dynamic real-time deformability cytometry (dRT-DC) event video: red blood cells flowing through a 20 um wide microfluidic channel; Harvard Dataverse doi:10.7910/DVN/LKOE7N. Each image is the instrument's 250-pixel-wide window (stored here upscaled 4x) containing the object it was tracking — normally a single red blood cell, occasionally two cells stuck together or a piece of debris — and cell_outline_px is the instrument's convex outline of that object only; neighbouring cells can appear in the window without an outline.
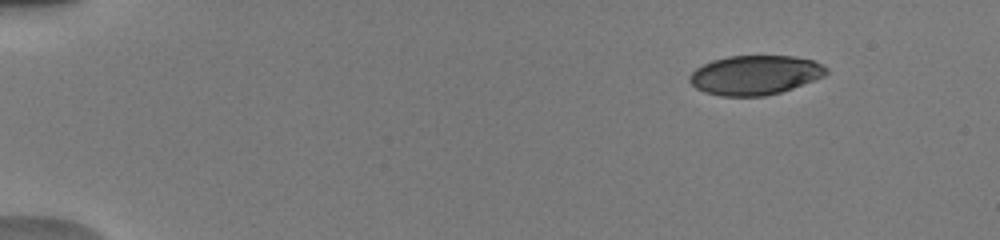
{"species": "human", "species_latin": "Homo sapiens", "temperature_condition": "warm", "stored_images_in_passage": 46, "camera_frame_rate_fps": 3000, "um_per_image_px": 0.085, "donor": {"sex": "male"}, "frame": {"image": 1, "passage_image": 3, "time_ms": 1.333, "image_size_px": [1000, 240], "cell_outline_px": [[828, 72], [824, 76], [792, 88], [780, 92], [764, 96], [720, 96], [704, 92], [696, 88], [688, 80], [688, 76], [696, 68], [712, 60], [728, 56], [796, 56], [812, 60], [828, 68]], "centroid_in_image_um": [64.15, 6.38], "position_along_channel_um": 20.8, "area_um2": 31.33}}
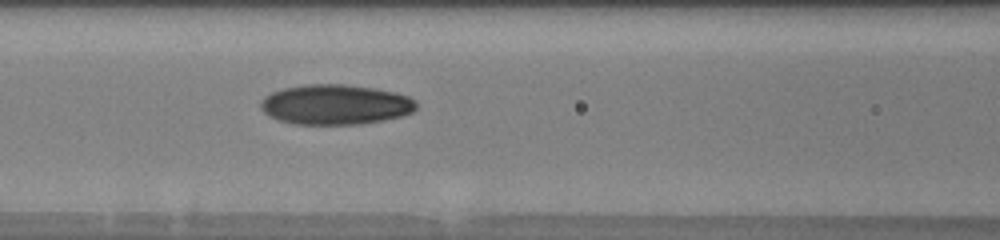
{"frame": {"image": 2, "passage_image": 19, "time_ms": 7.333, "image_size_px": [1000, 240], "cell_outline_px": [[416, 108], [412, 112], [404, 116], [384, 120], [360, 124], [296, 124], [280, 120], [268, 116], [260, 108], [260, 100], [264, 96], [272, 92], [284, 88], [308, 84], [344, 84], [376, 88], [396, 92], [408, 96], [416, 100]], "centroid_in_image_um": [28.52, 8.88], "position_along_channel_um": 138.1, "area_um2": 36.59}}
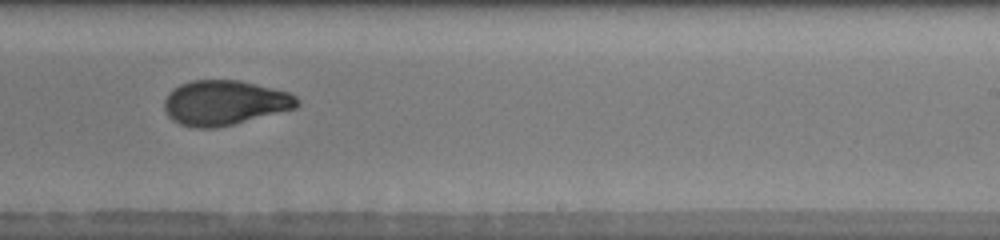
{"frame": {"image": 3, "passage_image": 29, "time_ms": 10.667, "image_size_px": [1000, 240], "cell_outline_px": [[300, 104], [296, 108], [216, 128], [196, 128], [180, 124], [172, 120], [168, 116], [164, 108], [164, 100], [168, 92], [172, 88], [180, 84], [192, 80], [240, 80], [288, 92], [296, 96], [300, 100]], "centroid_in_image_um": [19.06, 8.73], "position_along_channel_um": 269.9, "area_um2": 34.74}, "authors_computed_cell_mechanics": {"area_um2": 34.1887, "velocity_mm_per_s": 3.9556, "shape_relaxation_time_tau1_ms": 6.8014, "shape_relaxation_time_tau2_ms": 1.8193, "deformation_change_tau1": 0.2342, "deformation_change_tau2": 0.0655}}